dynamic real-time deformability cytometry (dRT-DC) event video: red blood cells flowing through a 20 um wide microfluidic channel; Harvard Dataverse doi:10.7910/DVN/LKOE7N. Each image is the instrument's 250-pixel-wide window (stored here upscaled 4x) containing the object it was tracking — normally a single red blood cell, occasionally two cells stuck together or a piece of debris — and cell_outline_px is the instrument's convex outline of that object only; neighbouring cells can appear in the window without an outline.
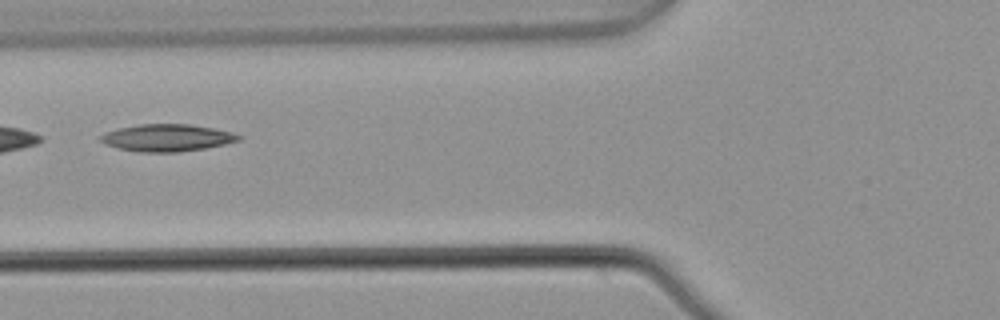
{"species": "common noctule bat (a hibernating species)", "species_latin": "Nyctalus noctula", "temperature_condition": "warm", "stored_images_in_passage": 8, "camera_frame_rate_fps": 3000, "um_per_image_px": 0.085, "animal": {"sex": "male", "body_mass_g": 21.5, "forearm_length_mm": 52.0}, "frame": {"image": 1, "passage_image": 6, "time_ms": 1.667, "image_size_px": [1000, 320], "cell_outline_px": [[244, 136], [240, 140], [224, 144], [204, 148], [180, 152], [140, 152], [116, 148], [104, 144], [96, 136], [104, 132], [116, 128], [140, 124], [188, 124], [212, 128], [232, 132]], "centroid_in_image_um": [14.13, 11.71], "position_along_channel_um": 111.7, "area_um2": 22.08}}
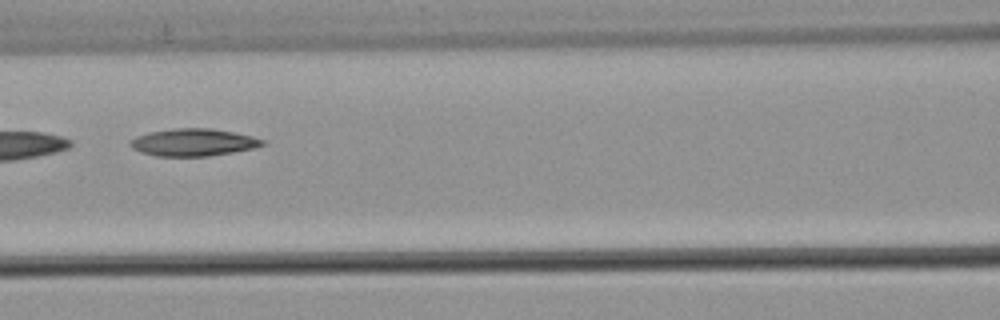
{"frame": {"image": 2, "passage_image": 7, "time_ms": 2.0, "image_size_px": [1000, 320], "cell_outline_px": [[268, 144], [256, 148], [208, 156], [156, 156], [140, 152], [132, 148], [128, 144], [128, 140], [136, 136], [148, 132], [172, 128], [212, 128], [252, 136], [268, 140]], "centroid_in_image_um": [16.44, 12.09], "position_along_channel_um": 150.2, "area_um2": 21.44}}